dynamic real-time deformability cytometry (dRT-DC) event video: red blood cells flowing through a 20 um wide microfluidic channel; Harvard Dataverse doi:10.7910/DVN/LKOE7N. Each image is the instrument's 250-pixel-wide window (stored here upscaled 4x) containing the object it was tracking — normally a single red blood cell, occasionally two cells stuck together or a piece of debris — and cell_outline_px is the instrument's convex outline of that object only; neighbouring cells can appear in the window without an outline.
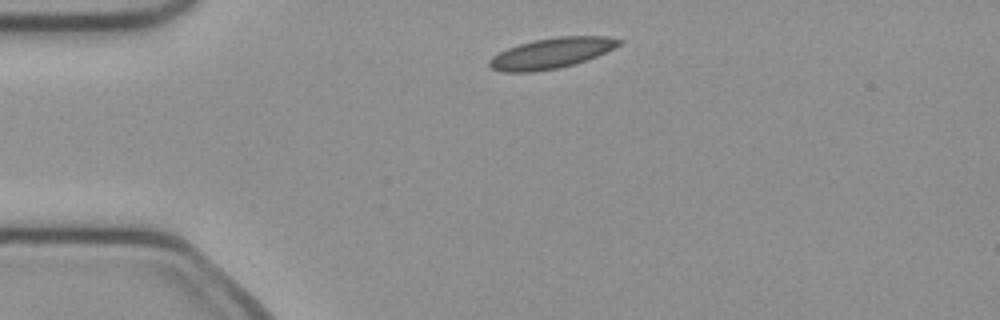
{"species": "common noctule bat (a hibernating species)", "species_latin": "Nyctalus noctula", "temperature_condition": "cold", "stored_images_in_passage": 41, "camera_frame_rate_fps": 3000, "um_per_image_px": 0.085, "animal": {"sex": "female", "body_mass_g": 21.9}, "frame": {"image": 1, "passage_image": 1, "time_ms": 0.0, "image_size_px": [1000, 320], "cell_outline_px": [[624, 40], [620, 44], [596, 56], [560, 68], [532, 72], [500, 72], [492, 68], [488, 64], [488, 60], [492, 56], [508, 48], [532, 40], [556, 36], [608, 36]], "centroid_in_image_um": [46.83, 4.51], "position_along_channel_um": 38.2, "area_um2": 22.95}}
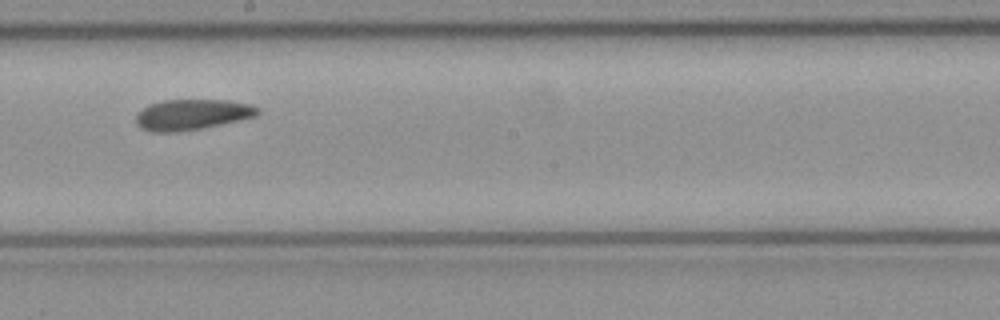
{"frame": {"image": 2, "passage_image": 18, "time_ms": 5.667, "image_size_px": [1000, 320], "cell_outline_px": [[260, 112], [256, 116], [204, 128], [176, 132], [152, 132], [140, 128], [136, 124], [136, 116], [144, 108], [152, 104], [164, 100], [224, 100], [248, 104], [260, 108]], "centroid_in_image_um": [16.32, 9.75], "position_along_channel_um": 231.9, "area_um2": 21.56}}
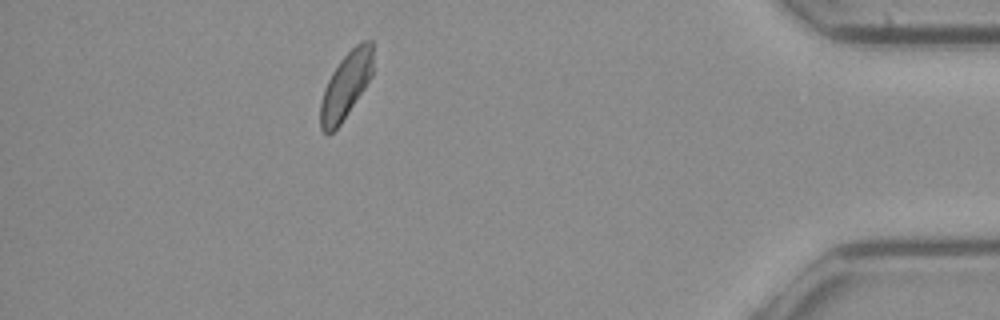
{"frame": {"image": 3, "passage_image": 35, "time_ms": 11.333, "image_size_px": [1000, 320], "cell_outline_px": [[372, 76], [340, 124], [328, 136], [320, 128], [320, 104], [324, 88], [332, 72], [340, 60], [360, 40], [372, 40]], "centroid_in_image_um": [29.38, 7.26], "position_along_channel_um": 405.8, "area_um2": 20.11}, "authors_computed_cell_mechanics": {"area_um2": 21.675, "velocity_mm_per_s": 3.9841, "shape_relaxation_time_tau1_ms": null, "shape_relaxation_time_tau2_ms": 4.6694, "deformation_change_tau1": null, "deformation_change_tau2": 0.0833}}